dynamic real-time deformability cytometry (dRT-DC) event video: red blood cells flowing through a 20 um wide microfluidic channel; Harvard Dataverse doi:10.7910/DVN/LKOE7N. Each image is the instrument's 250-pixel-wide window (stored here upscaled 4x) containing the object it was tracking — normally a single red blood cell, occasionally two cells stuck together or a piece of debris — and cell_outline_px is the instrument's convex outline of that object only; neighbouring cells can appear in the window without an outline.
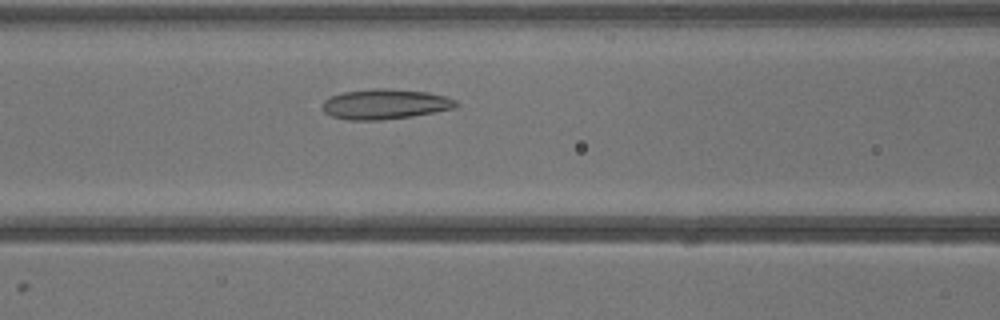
{"species": "common noctule bat (a hibernating species)", "species_latin": "Nyctalus noctula", "temperature_condition": "warm", "stored_images_in_passage": 29, "camera_frame_rate_fps": 3000, "um_per_image_px": 0.085, "animal": {"sex": "male", "body_mass_g": 13.3}, "frame": {"image": 1, "passage_image": 6, "time_ms": 1.667, "image_size_px": [1000, 320], "cell_outline_px": [[460, 104], [456, 108], [412, 116], [380, 120], [348, 120], [332, 116], [324, 112], [324, 100], [332, 96], [344, 92], [376, 88], [384, 88], [428, 92], [444, 96], [456, 100]], "centroid_in_image_um": [32.77, 8.85], "position_along_channel_um": 133.8, "area_um2": 23.29}}
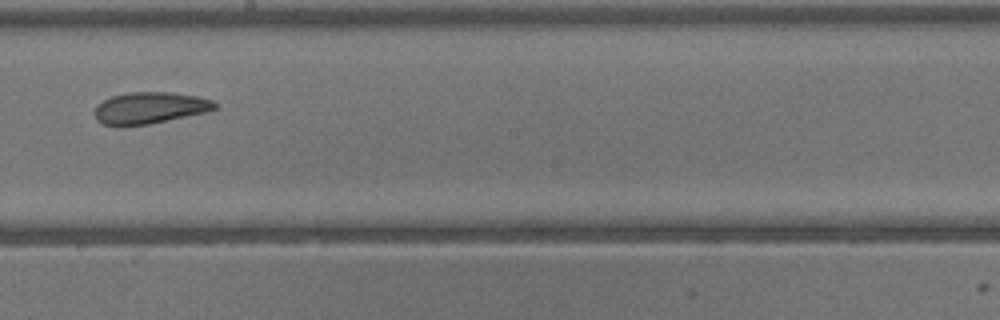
{"frame": {"image": 2, "passage_image": 12, "time_ms": 3.667, "image_size_px": [1000, 320], "cell_outline_px": [[216, 108], [208, 112], [148, 124], [120, 128], [104, 124], [96, 120], [96, 104], [112, 96], [128, 92], [172, 92], [196, 96], [212, 100], [216, 104]], "centroid_in_image_um": [12.71, 9.19], "position_along_channel_um": 235.5, "area_um2": 22.37}}
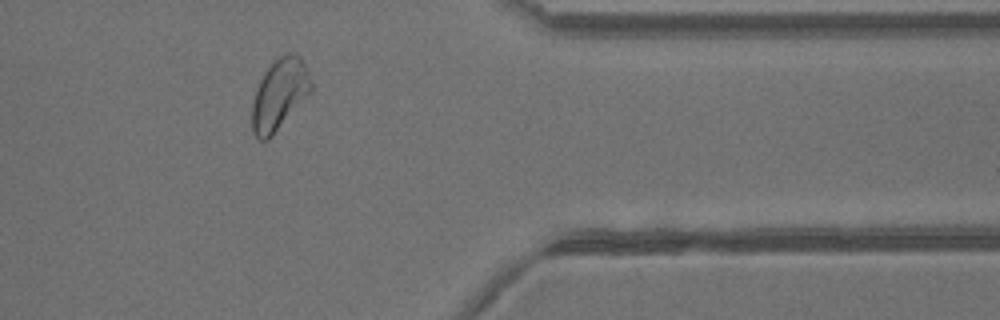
{"frame": {"image": 3, "passage_image": 22, "time_ms": 7.0, "image_size_px": [1000, 320], "cell_outline_px": [[312, 88], [272, 136], [268, 140], [260, 140], [252, 132], [252, 104], [260, 80], [264, 72], [280, 56], [288, 52], [296, 52], [300, 56], [312, 80]], "centroid_in_image_um": [23.74, 8.0], "position_along_channel_um": 387.7, "area_um2": 23.81}}